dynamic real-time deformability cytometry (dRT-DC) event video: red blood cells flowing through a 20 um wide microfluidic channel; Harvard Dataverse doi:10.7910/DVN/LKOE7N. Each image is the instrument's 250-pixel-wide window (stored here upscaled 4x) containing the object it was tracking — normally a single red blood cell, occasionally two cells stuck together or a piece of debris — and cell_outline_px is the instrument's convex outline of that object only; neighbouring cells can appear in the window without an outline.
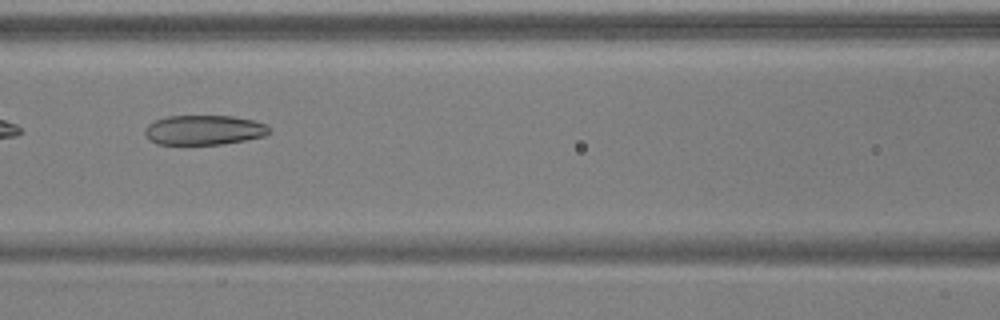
{"species": "common noctule bat (a hibernating species)", "species_latin": "Nyctalus noctula", "temperature_condition": "warm", "stored_images_in_passage": 6, "camera_frame_rate_fps": 3000, "um_per_image_px": 0.085, "animal": {"sex": "male", "body_mass_g": 17.9, "forearm_length_mm": 54.2}, "frame": {"image": 1, "passage_image": 5, "time_ms": 1.333, "image_size_px": [1000, 320], "cell_outline_px": [[268, 132], [264, 136], [244, 140], [220, 144], [156, 144], [148, 140], [144, 132], [144, 128], [148, 124], [156, 120], [168, 116], [232, 116], [252, 120], [264, 124], [268, 128]], "centroid_in_image_um": [17.26, 11.05], "position_along_channel_um": 149.3, "area_um2": 21.33}}
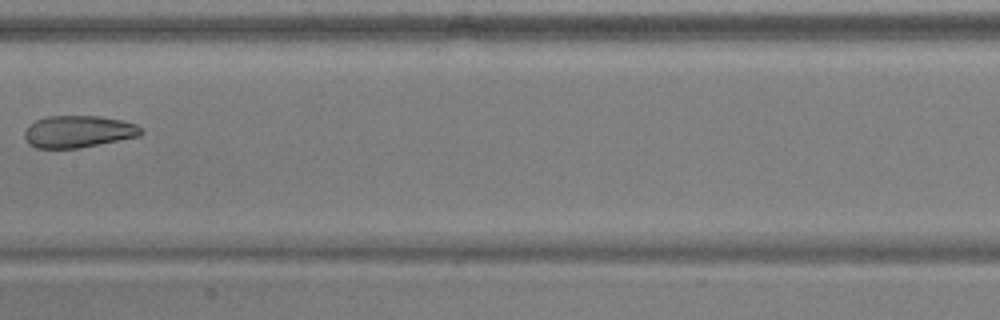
{"frame": {"image": 2, "passage_image": 6, "time_ms": 1.667, "image_size_px": [1000, 320], "cell_outline_px": [[144, 132], [140, 136], [80, 148], [36, 148], [28, 144], [24, 136], [24, 132], [28, 124], [36, 120], [48, 116], [100, 116], [120, 120], [136, 124]], "centroid_in_image_um": [6.63, 11.19], "position_along_channel_um": 200.8, "area_um2": 21.85}}